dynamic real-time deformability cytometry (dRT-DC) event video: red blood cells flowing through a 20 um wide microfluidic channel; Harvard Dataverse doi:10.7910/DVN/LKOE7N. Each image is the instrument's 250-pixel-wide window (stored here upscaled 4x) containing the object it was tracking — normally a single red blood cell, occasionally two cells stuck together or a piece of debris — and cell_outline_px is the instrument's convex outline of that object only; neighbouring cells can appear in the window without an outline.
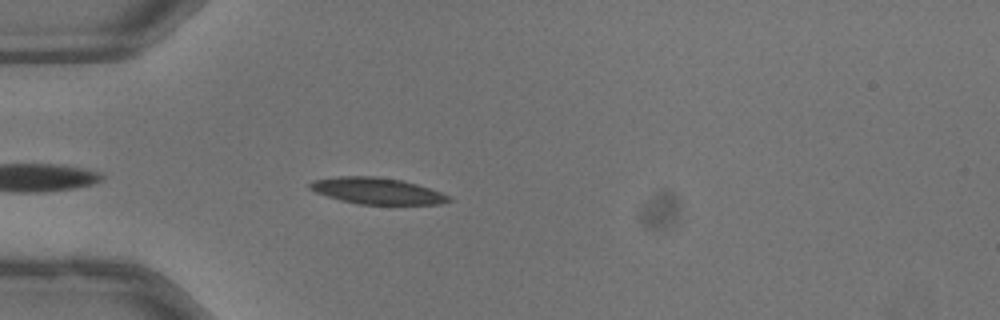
{"species": "common noctule bat (a hibernating species)", "species_latin": "Nyctalus noctula", "temperature_condition": "warm", "stored_images_in_passage": 20, "camera_frame_rate_fps": 3000, "um_per_image_px": 0.085, "animal": {"sex": "male", "body_mass_g": 13.3}, "frame": {"image": 1, "passage_image": 4, "time_ms": 1.0, "image_size_px": [1000, 320], "cell_outline_px": [[452, 200], [436, 204], [360, 204], [340, 200], [316, 192], [308, 188], [308, 184], [316, 180], [340, 176], [376, 176], [400, 180], [416, 184], [440, 192], [448, 196]], "centroid_in_image_um": [32.01, 16.22], "position_along_channel_um": 53.0, "area_um2": 20.92}}
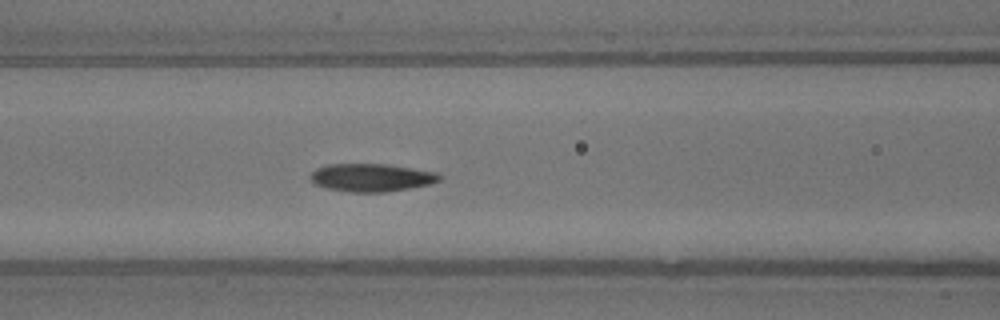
{"frame": {"image": 2, "passage_image": 11, "time_ms": 3.333, "image_size_px": [1000, 320], "cell_outline_px": [[440, 180], [428, 184], [408, 188], [384, 192], [352, 192], [328, 188], [316, 184], [312, 180], [312, 172], [316, 168], [328, 164], [384, 164], [436, 172], [440, 176]], "centroid_in_image_um": [31.56, 15.09], "position_along_channel_um": 135.0, "area_um2": 20.52}}
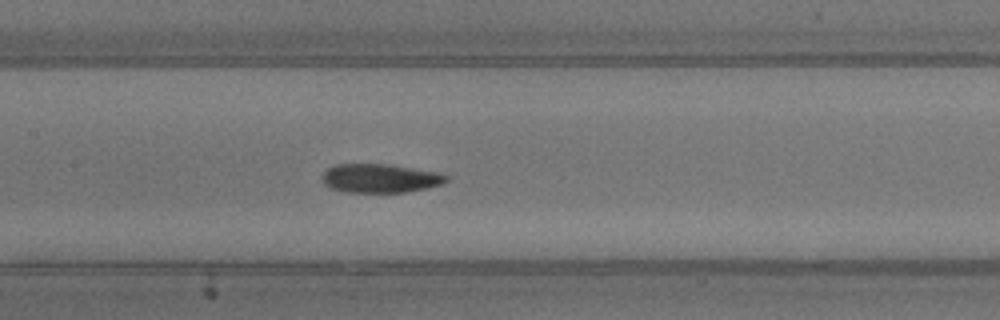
{"frame": {"image": 3, "passage_image": 14, "time_ms": 4.333, "image_size_px": [1000, 320], "cell_outline_px": [[448, 180], [440, 184], [428, 188], [404, 192], [344, 192], [332, 188], [324, 184], [320, 176], [328, 168], [336, 164], [388, 164], [436, 172], [448, 176]], "centroid_in_image_um": [32.27, 15.15], "position_along_channel_um": 175.1, "area_um2": 20.75}}